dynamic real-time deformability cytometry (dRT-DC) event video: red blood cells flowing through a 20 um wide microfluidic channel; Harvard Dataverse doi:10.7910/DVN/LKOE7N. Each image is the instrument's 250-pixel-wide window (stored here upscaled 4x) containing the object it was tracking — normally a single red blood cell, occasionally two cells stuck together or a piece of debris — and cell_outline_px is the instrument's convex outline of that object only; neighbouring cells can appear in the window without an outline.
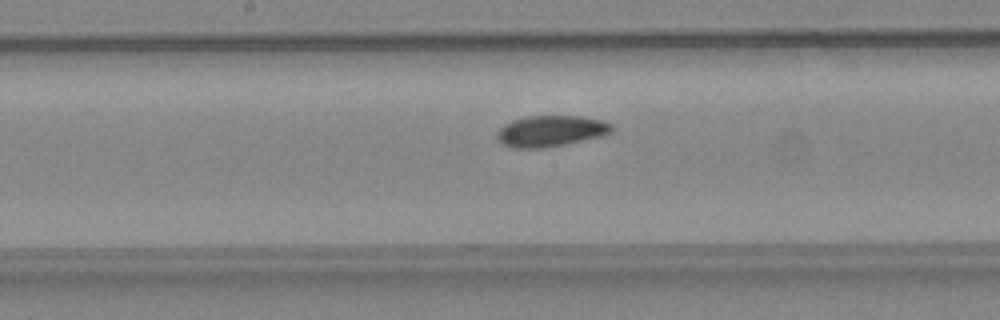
{"species": "common noctule bat (a hibernating species)", "species_latin": "Nyctalus noctula", "temperature_condition": "warm", "stored_images_in_passage": 32, "camera_frame_rate_fps": 3000, "um_per_image_px": 0.085, "animal": {"sex": "female", "body_mass_g": 24.6, "forearm_length_mm": 56.2}, "frame": {"image": 1, "passage_image": 16, "time_ms": 5.0, "image_size_px": [1000, 320], "cell_outline_px": [[612, 132], [604, 136], [544, 148], [512, 148], [500, 144], [496, 140], [496, 132], [504, 124], [512, 120], [528, 116], [580, 116], [604, 120], [612, 124]], "centroid_in_image_um": [46.79, 11.14], "position_along_channel_um": 201.4, "area_um2": 21.1}}
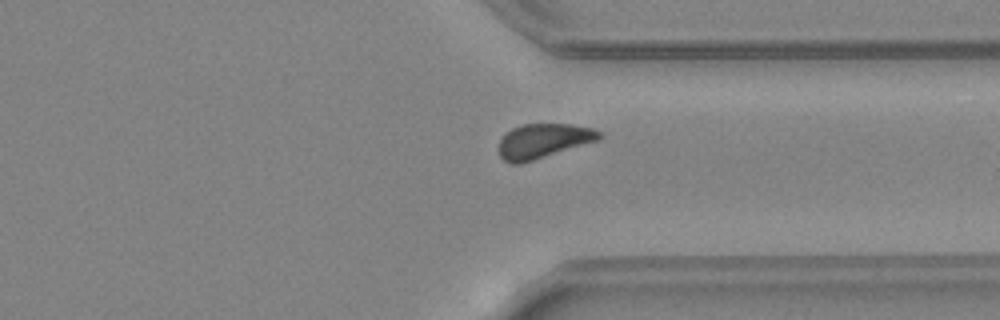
{"frame": {"image": 2, "passage_image": 27, "time_ms": 8.667, "image_size_px": [1000, 320], "cell_outline_px": [[604, 136], [600, 140], [520, 164], [508, 164], [500, 156], [500, 140], [512, 128], [524, 124], [572, 124], [592, 128], [600, 132]], "centroid_in_image_um": [46.22, 11.98], "position_along_channel_um": 365.2, "area_um2": 20.17}}
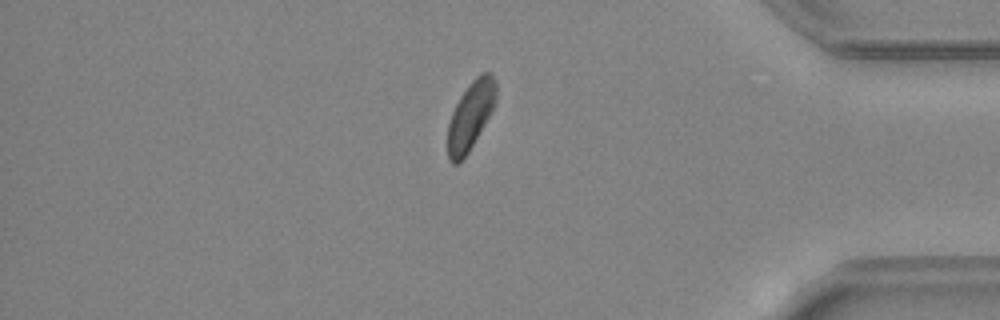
{"frame": {"image": 3, "passage_image": 31, "time_ms": 10.0, "image_size_px": [1000, 320], "cell_outline_px": [[496, 104], [492, 112], [468, 152], [456, 164], [452, 164], [448, 160], [448, 124], [452, 112], [460, 96], [468, 84], [480, 72], [492, 72], [496, 80]], "centroid_in_image_um": [40.02, 9.77], "position_along_channel_um": 395.2, "area_um2": 19.31}}